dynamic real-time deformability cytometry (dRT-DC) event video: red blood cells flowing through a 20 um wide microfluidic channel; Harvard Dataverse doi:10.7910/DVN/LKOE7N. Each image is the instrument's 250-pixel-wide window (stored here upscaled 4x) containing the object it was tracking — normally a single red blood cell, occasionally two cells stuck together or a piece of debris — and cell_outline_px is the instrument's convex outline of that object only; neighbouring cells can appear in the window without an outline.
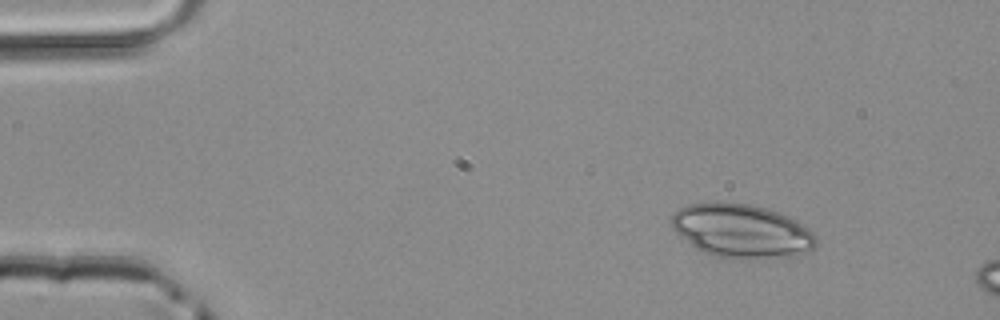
{"species": "common noctule bat (a hibernating species)", "species_latin": "Nyctalus noctula", "temperature_condition": "room temperature", "stored_images_in_passage": 14, "camera_frame_rate_fps": 3000, "um_per_image_px": 0.085, "animal": {"sex": "male", "body_mass_g": 20.4}, "frame": {"image": 1, "passage_image": 7, "time_ms": 2.0, "image_size_px": [1000, 320], "cell_outline_px": [[816, 244], [812, 248], [796, 256], [716, 256], [704, 252], [696, 248], [676, 232], [672, 228], [668, 220], [672, 212], [676, 208], [688, 204], [716, 200], [748, 204], [764, 208], [788, 216], [796, 220], [812, 232], [816, 236]], "centroid_in_image_um": [62.94, 19.55], "position_along_channel_um": 22.1, "area_um2": 44.68}}